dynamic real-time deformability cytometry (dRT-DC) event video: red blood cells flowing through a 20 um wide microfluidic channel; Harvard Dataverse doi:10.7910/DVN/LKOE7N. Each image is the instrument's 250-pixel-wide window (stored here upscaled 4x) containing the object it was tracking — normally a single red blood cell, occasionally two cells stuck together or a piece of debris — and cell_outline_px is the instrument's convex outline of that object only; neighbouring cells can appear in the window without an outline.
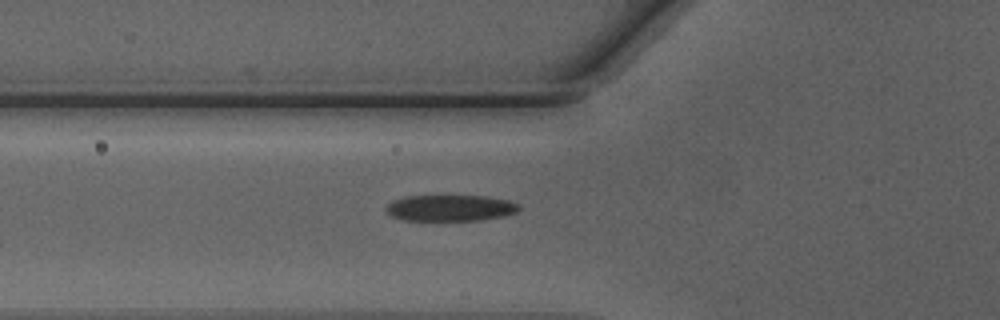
{"species": "Egyptian fruit bat (a non-hibernating species)", "species_latin": "Rousettus aegyptiacus", "temperature_condition": "warm", "stored_images_in_passage": 32, "camera_frame_rate_fps": 3000, "um_per_image_px": 0.085, "animal": {"sex": "male"}, "frame": {"image": 1, "passage_image": 4, "time_ms": 1.0, "image_size_px": [1000, 320], "cell_outline_px": [[520, 208], [516, 212], [504, 216], [480, 220], [404, 220], [392, 216], [384, 208], [392, 200], [404, 196], [488, 196], [508, 200], [520, 204]], "centroid_in_image_um": [38.28, 17.67], "position_along_channel_um": 87.5, "area_um2": 20.35}}
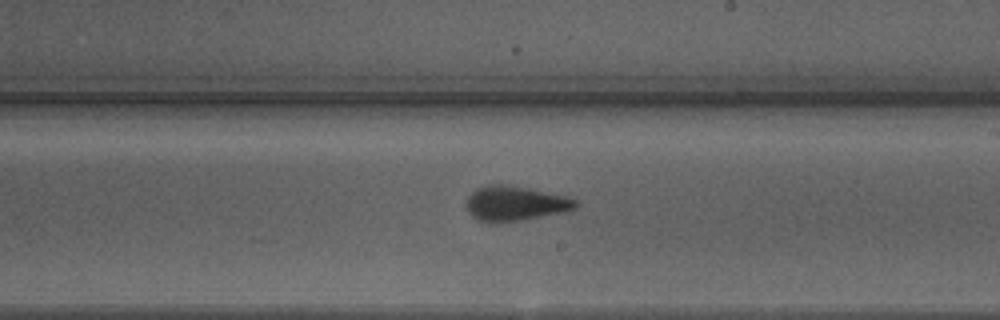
{"frame": {"image": 2, "passage_image": 15, "time_ms": 4.667, "image_size_px": [1000, 320], "cell_outline_px": [[580, 204], [576, 208], [568, 212], [496, 224], [480, 220], [472, 216], [464, 208], [468, 196], [476, 188], [488, 184], [504, 184], [528, 188], [564, 196], [576, 200]], "centroid_in_image_um": [43.77, 17.3], "position_along_channel_um": 245.2, "area_um2": 22.48}}
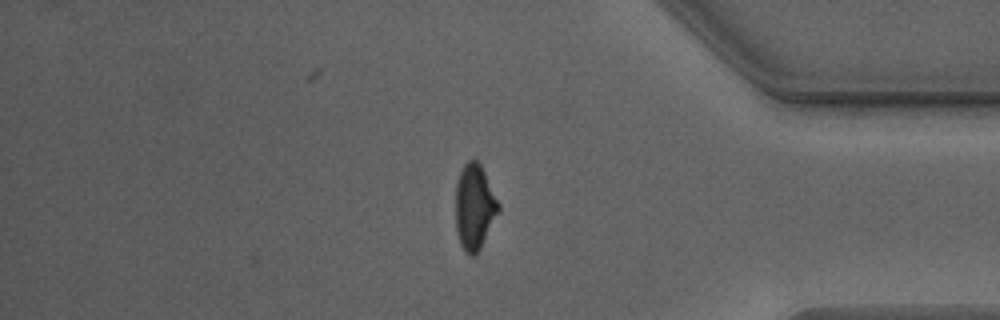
{"frame": {"image": 3, "passage_image": 27, "time_ms": 8.667, "image_size_px": [1000, 320], "cell_outline_px": [[500, 208], [480, 248], [472, 256], [468, 256], [464, 252], [460, 244], [456, 232], [456, 184], [460, 168], [472, 156], [480, 164], [500, 204]], "centroid_in_image_um": [40.3, 17.56], "position_along_channel_um": 394.9, "area_um2": 21.33}, "authors_computed_cell_mechanics": {"area_um2": 21.2415, "velocity_mm_per_s": 4.285, "shape_relaxation_time_tau1_ms": 3.8164, "shape_relaxation_time_tau2_ms": 1.0445, "deformation_change_tau1": 0.2042, "deformation_change_tau2": 0.0922}}